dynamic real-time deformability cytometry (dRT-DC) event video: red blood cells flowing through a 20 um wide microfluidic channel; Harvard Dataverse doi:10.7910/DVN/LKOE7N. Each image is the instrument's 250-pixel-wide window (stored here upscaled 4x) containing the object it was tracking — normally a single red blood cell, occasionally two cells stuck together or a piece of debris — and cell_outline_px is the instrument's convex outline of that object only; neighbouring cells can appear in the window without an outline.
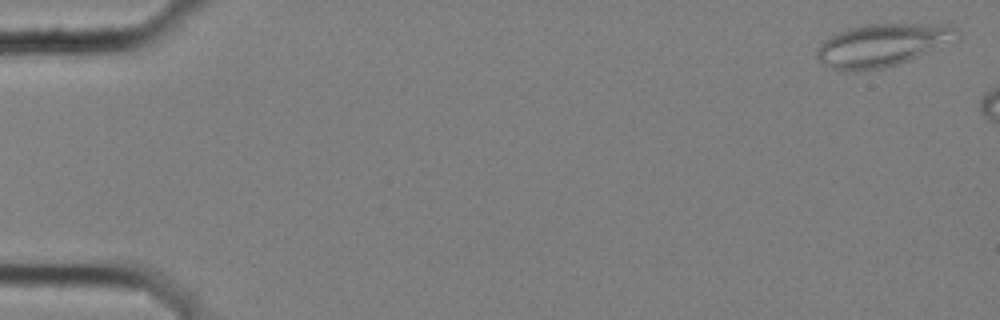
{"species": "common noctule bat (a hibernating species)", "species_latin": "Nyctalus noctula", "temperature_condition": "cold", "stored_images_in_passage": 9, "camera_frame_rate_fps": 3000, "um_per_image_px": 0.085, "animal": {"sex": "female", "body_mass_g": 25.1}, "frame": {"image": 1, "passage_image": 2, "time_ms": 0.333, "image_size_px": [1000, 320], "cell_outline_px": [[960, 36], [956, 40], [908, 60], [896, 64], [880, 68], [844, 72], [840, 72], [824, 64], [816, 56], [816, 48], [828, 36], [836, 32], [848, 28], [864, 24], [952, 24], [960, 32]], "centroid_in_image_um": [74.98, 3.81], "position_along_channel_um": 10.0, "area_um2": 34.97}}